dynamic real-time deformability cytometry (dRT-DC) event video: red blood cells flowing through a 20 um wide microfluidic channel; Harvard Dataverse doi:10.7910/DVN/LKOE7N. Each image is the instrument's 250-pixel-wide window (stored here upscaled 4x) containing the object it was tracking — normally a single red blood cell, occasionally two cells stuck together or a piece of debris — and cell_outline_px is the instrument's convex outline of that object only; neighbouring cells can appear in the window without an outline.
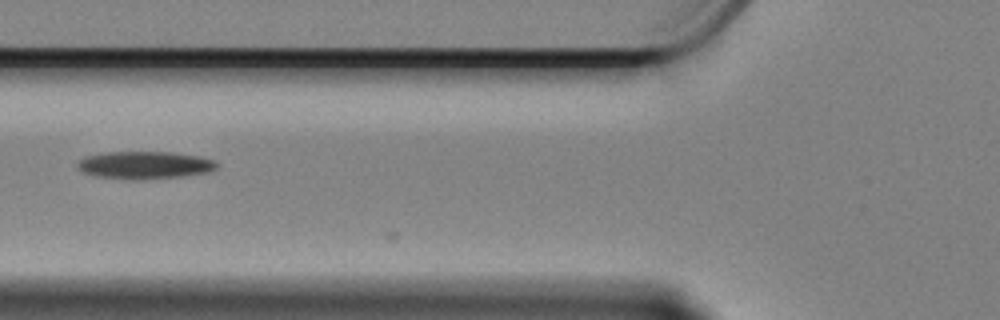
{"species": "Egyptian fruit bat (a non-hibernating species)", "species_latin": "Rousettus aegyptiacus", "temperature_condition": "cold", "stored_images_in_passage": 7, "camera_frame_rate_fps": 3000, "um_per_image_px": 0.085, "animal": {"sex": "female"}, "frame": {"image": 1, "passage_image": 5, "time_ms": 1.333, "image_size_px": [1000, 320], "cell_outline_px": [[220, 164], [216, 168], [208, 172], [184, 176], [144, 180], [128, 180], [96, 176], [84, 172], [76, 168], [76, 164], [84, 156], [108, 152], [172, 152], [200, 156], [216, 160]], "centroid_in_image_um": [12.32, 14.04], "position_along_channel_um": 113.5, "area_um2": 22.77}}